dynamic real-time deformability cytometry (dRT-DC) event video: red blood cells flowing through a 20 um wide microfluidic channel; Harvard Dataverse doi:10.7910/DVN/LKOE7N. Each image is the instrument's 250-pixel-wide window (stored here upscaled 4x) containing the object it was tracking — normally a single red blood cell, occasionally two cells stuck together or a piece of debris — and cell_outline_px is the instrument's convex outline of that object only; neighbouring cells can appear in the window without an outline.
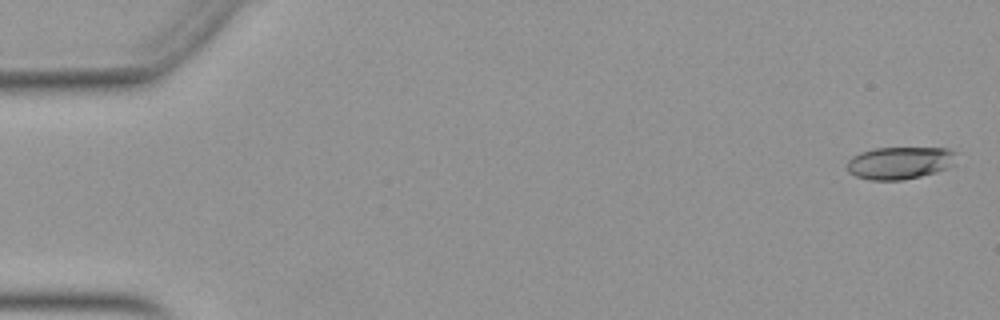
{"species": "Egyptian fruit bat (a non-hibernating species)", "species_latin": "Rousettus aegyptiacus", "temperature_condition": "warm", "stored_images_in_passage": 52, "camera_frame_rate_fps": 3000, "um_per_image_px": 0.085, "animal": {"sex": "female"}, "frame": {"image": 1, "passage_image": 2, "time_ms": 0.333, "image_size_px": [1000, 320], "cell_outline_px": [[960, 152], [952, 164], [948, 168], [936, 172], [904, 180], [868, 180], [856, 176], [848, 172], [848, 160], [852, 156], [860, 152], [876, 148], [948, 148]], "centroid_in_image_um": [76.51, 13.84], "position_along_channel_um": 8.5, "area_um2": 20.87}}
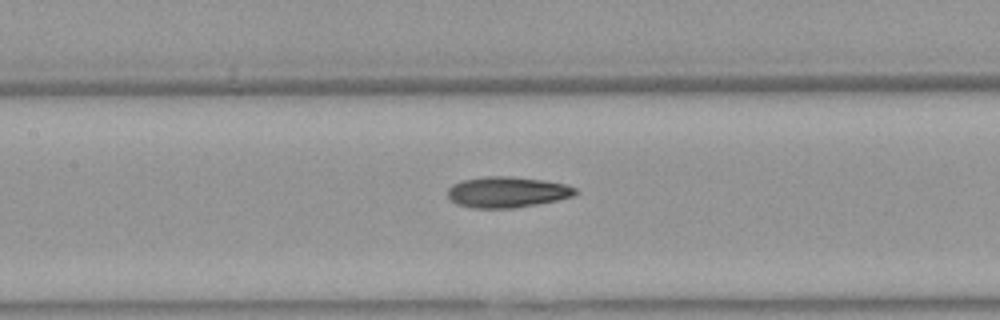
{"frame": {"image": 2, "passage_image": 25, "time_ms": 8.0, "image_size_px": [1000, 320], "cell_outline_px": [[580, 192], [572, 196], [556, 200], [536, 204], [512, 208], [472, 208], [456, 204], [448, 196], [448, 188], [452, 184], [464, 180], [484, 176], [512, 176], [544, 180], [568, 184], [576, 188]], "centroid_in_image_um": [43.12, 16.32], "position_along_channel_um": 164.3, "area_um2": 23.06}}
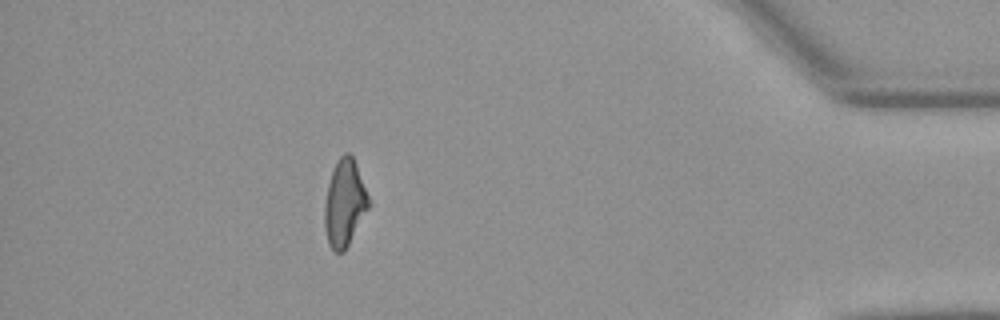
{"frame": {"image": 3, "passage_image": 47, "time_ms": 15.333, "image_size_px": [1000, 320], "cell_outline_px": [[372, 204], [344, 252], [336, 252], [328, 244], [324, 228], [324, 208], [328, 184], [332, 172], [340, 156], [344, 152], [348, 152], [352, 156], [356, 164]], "centroid_in_image_um": [29.3, 17.29], "position_along_channel_um": 405.9, "area_um2": 22.37}, "authors_computed_cell_mechanics": {"area_um2": 22.3108, "velocity_mm_per_s": 3.9673, "shape_relaxation_time_tau1_ms": 8.0422, "shape_relaxation_time_tau2_ms": 4.067, "deformation_change_tau1": 0.2142, "deformation_change_tau2": 0.1286}}